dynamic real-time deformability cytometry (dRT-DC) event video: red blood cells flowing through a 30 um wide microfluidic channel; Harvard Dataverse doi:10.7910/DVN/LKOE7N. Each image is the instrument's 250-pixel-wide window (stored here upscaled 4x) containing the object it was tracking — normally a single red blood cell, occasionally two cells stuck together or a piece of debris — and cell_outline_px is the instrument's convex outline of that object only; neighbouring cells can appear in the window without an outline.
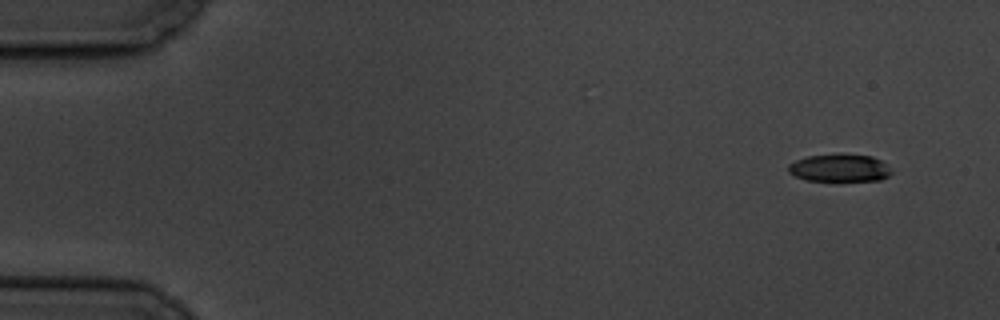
{"species": "common noctule bat (a hibernating species)", "species_latin": "Nyctalus noctula", "temperature_condition": "cold", "stored_images_in_passage": 5, "camera_frame_rate_fps": 3000, "um_per_image_px": 0.085, "animal": {"sex": "male", "body_mass_g": 19.5, "forearm_length_mm": 54.6}, "frame": {"image": 1, "passage_image": 1, "time_ms": 0.0, "image_size_px": [1000, 320], "cell_outline_px": [[892, 172], [888, 176], [880, 180], [804, 180], [788, 172], [788, 164], [796, 160], [808, 156], [840, 152], [872, 156], [880, 160]], "centroid_in_image_um": [71.33, 14.24], "position_along_channel_um": 13.7, "area_um2": 16.7}}
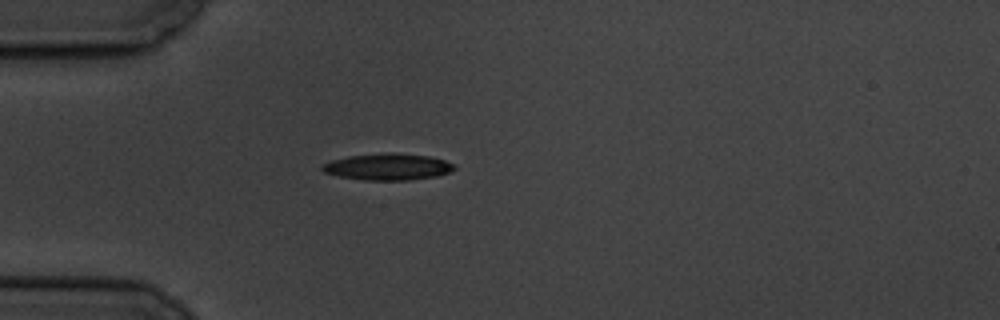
{"frame": {"image": 2, "passage_image": 5, "time_ms": 4.333, "image_size_px": [1000, 320], "cell_outline_px": [[456, 168], [452, 172], [436, 176], [408, 180], [364, 180], [340, 176], [324, 172], [320, 168], [320, 164], [332, 160], [348, 156], [392, 152], [428, 156], [444, 160], [456, 164]], "centroid_in_image_um": [32.98, 14.17], "position_along_channel_um": 52.0, "area_um2": 20.52}}